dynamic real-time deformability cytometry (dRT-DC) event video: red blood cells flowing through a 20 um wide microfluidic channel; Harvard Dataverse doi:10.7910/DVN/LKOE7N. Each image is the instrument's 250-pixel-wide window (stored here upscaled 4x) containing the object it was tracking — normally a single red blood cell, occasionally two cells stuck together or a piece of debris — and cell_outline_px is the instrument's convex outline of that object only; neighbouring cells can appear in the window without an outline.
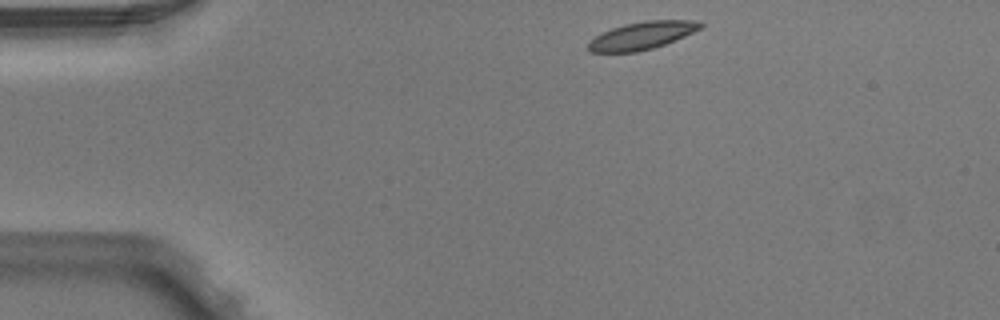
{"species": "Egyptian fruit bat (a non-hibernating species)", "species_latin": "Rousettus aegyptiacus", "temperature_condition": "warm", "stored_images_in_passage": 4, "camera_frame_rate_fps": 3000, "um_per_image_px": 0.085, "animal": {"sex": "male"}, "frame": {"image": 1, "passage_image": 1, "time_ms": 0.0, "image_size_px": [1000, 320], "cell_outline_px": [[704, 24], [700, 28], [676, 40], [652, 48], [636, 52], [588, 52], [588, 40], [612, 28], [624, 24], [644, 20], [696, 20]], "centroid_in_image_um": [54.55, 3.02], "position_along_channel_um": 30.5, "area_um2": 17.98}}
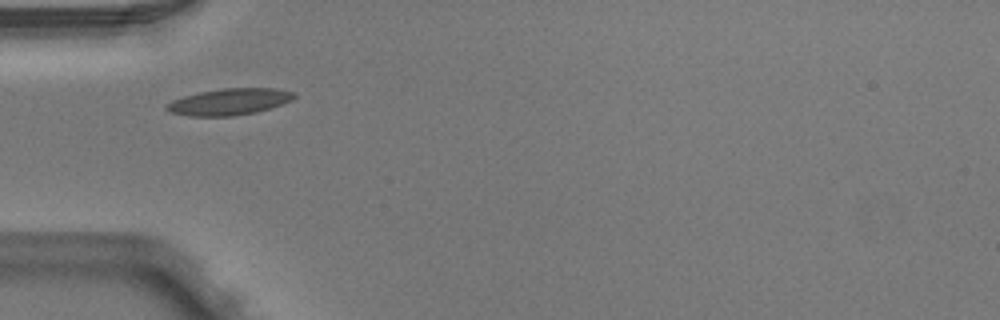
{"frame": {"image": 2, "passage_image": 3, "time_ms": 0.667, "image_size_px": [1000, 320], "cell_outline_px": [[296, 96], [292, 100], [256, 112], [232, 116], [188, 116], [168, 112], [164, 108], [164, 104], [172, 100], [184, 96], [200, 92], [220, 88], [276, 88], [296, 92]], "centroid_in_image_um": [19.45, 8.64], "position_along_channel_um": 65.6, "area_um2": 19.83}}
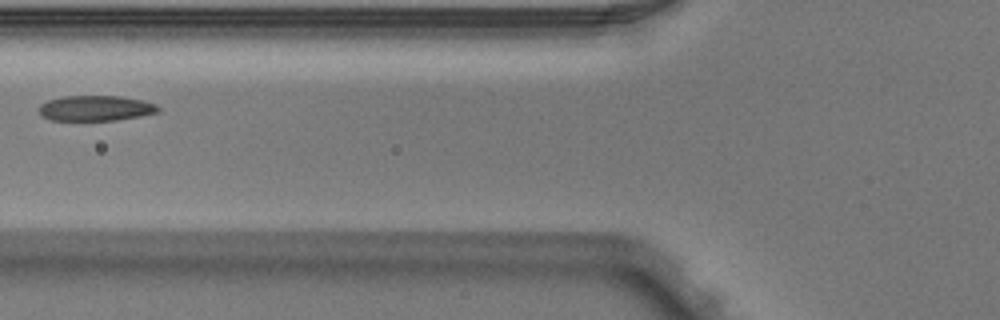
{"frame": {"image": 3, "passage_image": 4, "time_ms": 1.0, "image_size_px": [1000, 320], "cell_outline_px": [[160, 112], [140, 116], [116, 120], [48, 120], [40, 116], [36, 108], [40, 104], [48, 100], [64, 96], [120, 96], [144, 100], [156, 104], [160, 108]], "centroid_in_image_um": [8.1, 9.2], "position_along_channel_um": 117.7, "area_um2": 17.92}}